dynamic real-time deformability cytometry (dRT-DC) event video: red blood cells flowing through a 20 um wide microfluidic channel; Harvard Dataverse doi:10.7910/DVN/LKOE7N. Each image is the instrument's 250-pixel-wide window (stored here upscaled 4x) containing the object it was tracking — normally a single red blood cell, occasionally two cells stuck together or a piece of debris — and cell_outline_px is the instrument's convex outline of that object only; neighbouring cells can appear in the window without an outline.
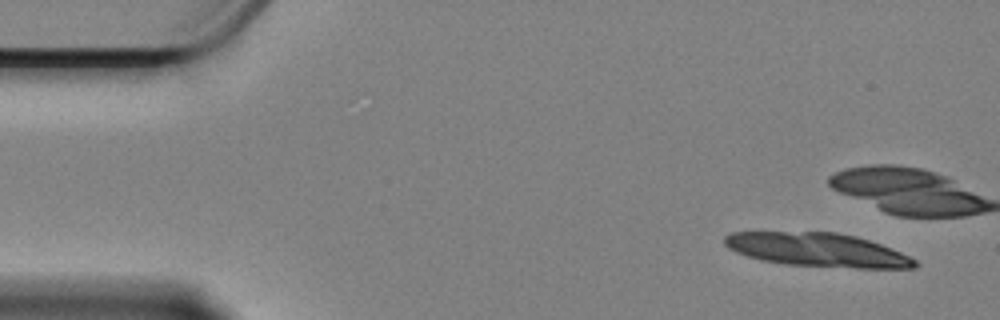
{"species": "Egyptian fruit bat (a non-hibernating species)", "species_latin": "Rousettus aegyptiacus", "temperature_condition": "cold", "stored_images_in_passage": 11, "camera_frame_rate_fps": 3000, "um_per_image_px": 0.085, "animal": {"sex": "female"}, "frame": {"image": 1, "passage_image": 1, "time_ms": 0.0, "image_size_px": [1000, 320], "cell_outline_px": [[920, 264], [916, 268], [856, 268], [788, 264], [760, 260], [736, 252], [728, 248], [724, 244], [724, 236], [732, 232], [836, 232], [856, 236], [880, 244], [900, 252], [916, 260]], "centroid_in_image_um": [69.49, 21.24], "position_along_channel_um": 15.5, "area_um2": 37.22}}